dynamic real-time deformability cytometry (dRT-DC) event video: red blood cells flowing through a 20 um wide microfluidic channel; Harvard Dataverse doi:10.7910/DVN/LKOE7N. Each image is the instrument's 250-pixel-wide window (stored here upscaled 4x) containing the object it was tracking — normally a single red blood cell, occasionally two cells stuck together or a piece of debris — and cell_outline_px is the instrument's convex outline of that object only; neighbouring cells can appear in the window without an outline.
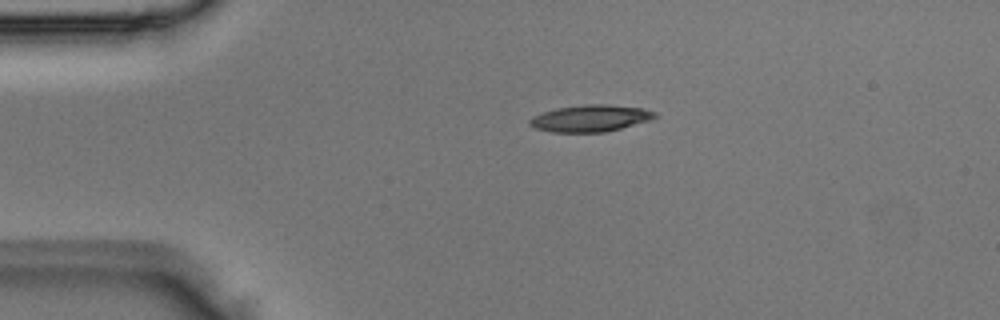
{"species": "Egyptian fruit bat (a non-hibernating species)", "species_latin": "Rousettus aegyptiacus", "temperature_condition": "room temperature", "stored_images_in_passage": 2, "camera_frame_rate_fps": 3000, "um_per_image_px": 0.085, "animal": {"sex": "male"}, "frame": {"image": 1, "passage_image": 1, "time_ms": 0.0, "image_size_px": [1000, 320], "cell_outline_px": [[656, 116], [652, 120], [604, 132], [552, 132], [532, 128], [528, 124], [528, 120], [532, 116], [556, 108], [584, 104], [604, 104], [640, 108], [656, 112]], "centroid_in_image_um": [50.13, 10.06], "position_along_channel_um": 34.9, "area_um2": 19.54}}